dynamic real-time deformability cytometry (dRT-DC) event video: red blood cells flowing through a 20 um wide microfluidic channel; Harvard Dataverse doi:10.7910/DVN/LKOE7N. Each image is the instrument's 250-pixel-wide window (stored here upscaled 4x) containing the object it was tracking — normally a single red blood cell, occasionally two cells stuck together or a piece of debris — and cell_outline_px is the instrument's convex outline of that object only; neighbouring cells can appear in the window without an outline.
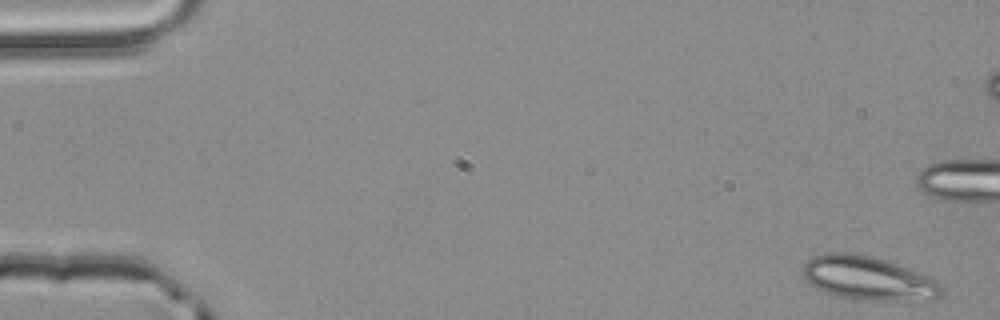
{"species": "common noctule bat (a hibernating species)", "species_latin": "Nyctalus noctula", "temperature_condition": "room temperature", "stored_images_in_passage": 54, "camera_frame_rate_fps": 3000, "um_per_image_px": 0.085, "animal": {"sex": "male", "body_mass_g": 20.4}, "frame": {"image": 1, "passage_image": 1, "time_ms": 0.0, "image_size_px": [1000, 320], "cell_outline_px": [[944, 296], [932, 300], [872, 300], [836, 296], [824, 292], [812, 284], [804, 276], [800, 268], [812, 256], [828, 252], [844, 252], [872, 256], [932, 276], [940, 284]], "centroid_in_image_um": [73.83, 23.65], "position_along_channel_um": 11.2, "area_um2": 35.43}}
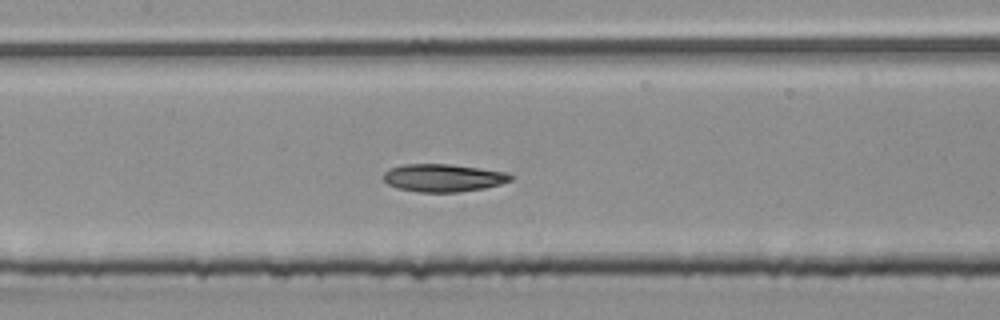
{"frame": {"image": 2, "passage_image": 25, "time_ms": 8.0, "image_size_px": [1000, 320], "cell_outline_px": [[516, 176], [512, 180], [500, 184], [484, 188], [460, 192], [420, 192], [396, 188], [388, 184], [384, 180], [384, 172], [388, 168], [404, 164], [452, 164], [508, 172]], "centroid_in_image_um": [37.7, 15.11], "position_along_channel_um": 169.7, "area_um2": 20.81}}
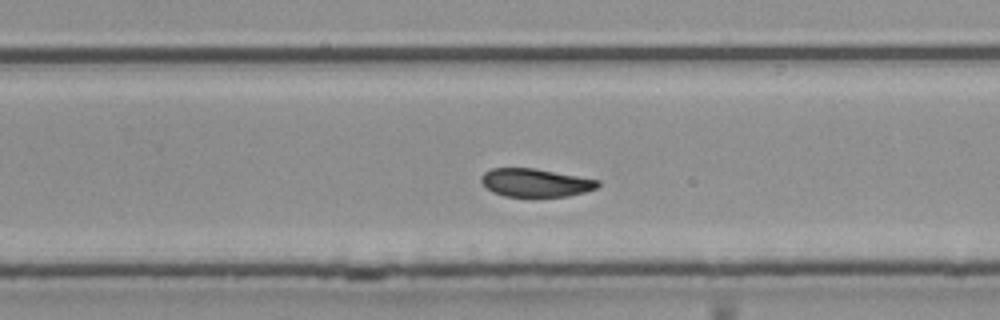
{"frame": {"image": 3, "passage_image": 34, "time_ms": 11.0, "image_size_px": [1000, 320], "cell_outline_px": [[600, 184], [596, 188], [584, 192], [568, 196], [504, 196], [492, 192], [480, 180], [480, 176], [484, 172], [492, 168], [536, 168], [600, 180]], "centroid_in_image_um": [45.51, 15.52], "position_along_channel_um": 284.3, "area_um2": 19.13}, "authors_computed_cell_mechanics": {"area_um2": 20.6346, "velocity_mm_per_s": 3.8332, "shape_relaxation_time_tau1_ms": 9.5918, "shape_relaxation_time_tau2_ms": 3.4298, "deformation_change_tau1": 0.2046, "deformation_change_tau2": 0.0796}}